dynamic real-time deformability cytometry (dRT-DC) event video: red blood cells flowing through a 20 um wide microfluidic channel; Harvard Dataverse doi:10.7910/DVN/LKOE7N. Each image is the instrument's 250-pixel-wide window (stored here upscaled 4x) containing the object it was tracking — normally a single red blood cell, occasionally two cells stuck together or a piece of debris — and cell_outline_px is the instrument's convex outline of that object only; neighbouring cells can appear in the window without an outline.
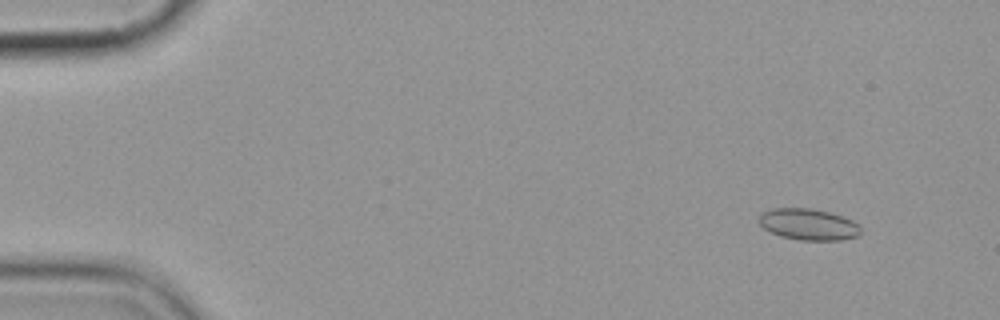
{"species": "common noctule bat (a hibernating species)", "species_latin": "Nyctalus noctula", "temperature_condition": "cold", "stored_images_in_passage": 10, "camera_frame_rate_fps": 3000, "um_per_image_px": 0.085, "animal": {"sex": "female", "body_mass_g": 19.9}, "frame": {"image": 1, "passage_image": 2, "time_ms": 1.0, "image_size_px": [1000, 320], "cell_outline_px": [[860, 232], [856, 236], [840, 240], [800, 240], [780, 236], [764, 228], [760, 224], [760, 216], [764, 212], [772, 208], [808, 208], [828, 212], [852, 220], [860, 228]], "centroid_in_image_um": [68.7, 19.07], "position_along_channel_um": 16.3, "area_um2": 18.21}}
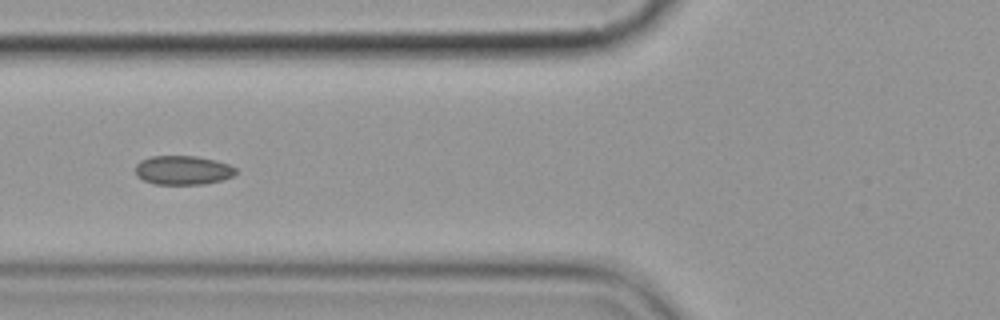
{"frame": {"image": 2, "passage_image": 7, "time_ms": 6.667, "image_size_px": [1000, 320], "cell_outline_px": [[236, 176], [204, 184], [156, 184], [144, 180], [136, 176], [136, 164], [140, 160], [152, 156], [196, 156], [216, 160], [228, 164], [236, 168]], "centroid_in_image_um": [15.56, 14.46], "position_along_channel_um": 110.2, "area_um2": 17.05}}
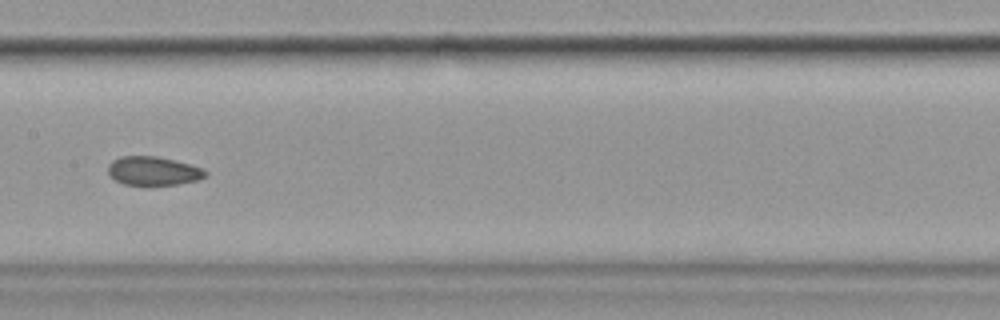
{"frame": {"image": 3, "passage_image": 9, "time_ms": 9.0, "image_size_px": [1000, 320], "cell_outline_px": [[208, 172], [200, 180], [176, 184], [148, 188], [144, 188], [124, 184], [116, 180], [108, 172], [108, 164], [112, 160], [120, 156], [156, 156], [204, 168]], "centroid_in_image_um": [13.01, 14.57], "position_along_channel_um": 194.4, "area_um2": 16.88}}